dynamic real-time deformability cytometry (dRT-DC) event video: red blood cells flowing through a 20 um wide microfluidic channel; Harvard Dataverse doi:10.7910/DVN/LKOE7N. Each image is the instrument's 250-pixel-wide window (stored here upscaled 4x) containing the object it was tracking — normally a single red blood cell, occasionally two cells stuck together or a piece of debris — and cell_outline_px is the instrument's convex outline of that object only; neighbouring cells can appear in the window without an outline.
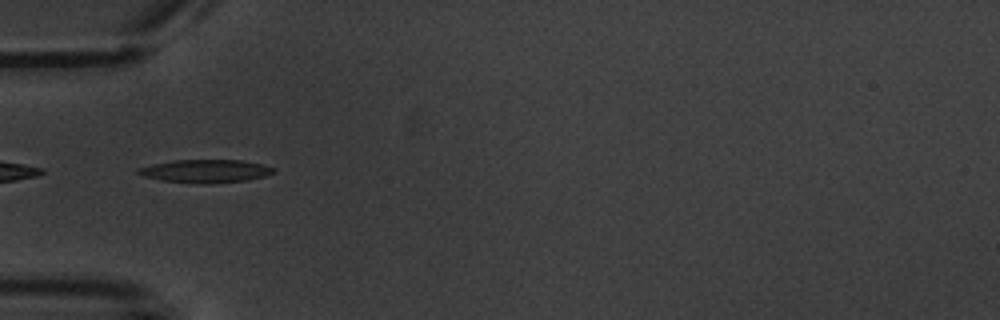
{"species": "common noctule bat (a hibernating species)", "species_latin": "Nyctalus noctula", "temperature_condition": "warm", "stored_images_in_passage": 5, "camera_frame_rate_fps": 3000, "um_per_image_px": 0.085, "animal": {"sex": "male", "body_mass_g": 20.1, "forearm_length_mm": 53.5}, "frame": {"image": 1, "passage_image": 5, "time_ms": 4.667, "image_size_px": [1000, 320], "cell_outline_px": [[276, 172], [264, 176], [248, 180], [208, 184], [196, 184], [160, 180], [144, 176], [136, 172], [136, 168], [152, 164], [172, 160], [244, 160], [264, 164], [276, 168]], "centroid_in_image_um": [17.49, 14.54], "position_along_channel_um": 67.5, "area_um2": 18.55}}